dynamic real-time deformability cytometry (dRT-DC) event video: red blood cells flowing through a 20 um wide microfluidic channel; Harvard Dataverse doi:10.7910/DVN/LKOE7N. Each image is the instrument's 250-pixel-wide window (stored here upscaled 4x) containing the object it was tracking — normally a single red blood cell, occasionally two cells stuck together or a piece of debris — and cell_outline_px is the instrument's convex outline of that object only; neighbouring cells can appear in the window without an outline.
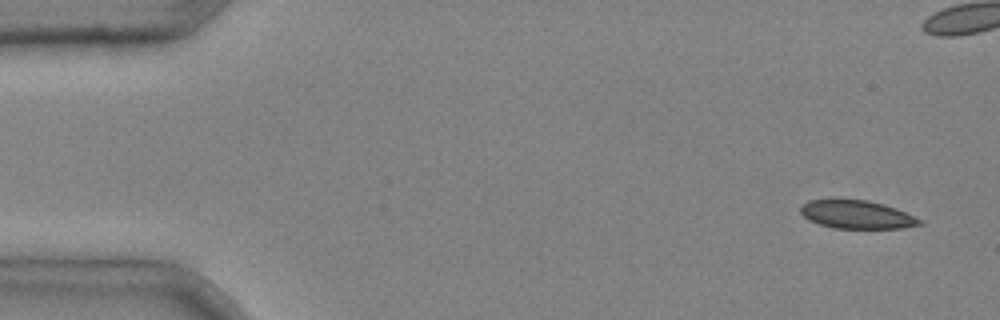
{"species": "common noctule bat (a hibernating species)", "species_latin": "Nyctalus noctula", "temperature_condition": "cold", "stored_images_in_passage": 5, "camera_frame_rate_fps": 3000, "um_per_image_px": 0.085, "animal": {"sex": "male", "body_mass_g": 20.4}, "frame": {"image": 1, "passage_image": 1, "time_ms": 0.0, "image_size_px": [1000, 320], "cell_outline_px": [[924, 224], [904, 228], [832, 228], [808, 220], [800, 212], [800, 204], [808, 200], [836, 196], [868, 200], [884, 204], [896, 208], [924, 220]], "centroid_in_image_um": [72.78, 18.18], "position_along_channel_um": 12.2, "area_um2": 20.58}}